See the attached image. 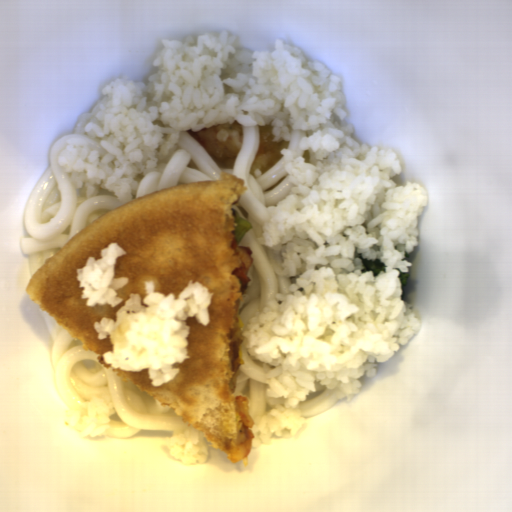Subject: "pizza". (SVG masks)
I'll return each mask as SVG.
<instances>
[{"instance_id":"obj_1","label":"pizza","mask_w":512,"mask_h":512,"mask_svg":"<svg viewBox=\"0 0 512 512\" xmlns=\"http://www.w3.org/2000/svg\"><path fill=\"white\" fill-rule=\"evenodd\" d=\"M246 183L234 173L214 180L170 186L104 213L85 226L49 257L31 276L26 293L84 348L93 352L105 369L161 405L174 408L178 420L201 431L213 450L240 463L252 445L251 402L236 392L246 337L240 317L242 286L235 271L242 261L233 246L236 237L233 208L243 198ZM117 242L127 254L116 258L114 277L129 282L116 290L123 300L88 306L82 298L76 268L88 257L100 259V250ZM145 280L155 291L177 299L189 281H200L215 292L209 307L210 323L201 326L187 318L188 355L177 376L161 387L151 385L147 369H114L103 352L113 351L109 336L97 340L93 327L102 317L116 320V311L129 294L146 296ZM143 306H147L143 304Z\"/></svg>"}]
</instances>
